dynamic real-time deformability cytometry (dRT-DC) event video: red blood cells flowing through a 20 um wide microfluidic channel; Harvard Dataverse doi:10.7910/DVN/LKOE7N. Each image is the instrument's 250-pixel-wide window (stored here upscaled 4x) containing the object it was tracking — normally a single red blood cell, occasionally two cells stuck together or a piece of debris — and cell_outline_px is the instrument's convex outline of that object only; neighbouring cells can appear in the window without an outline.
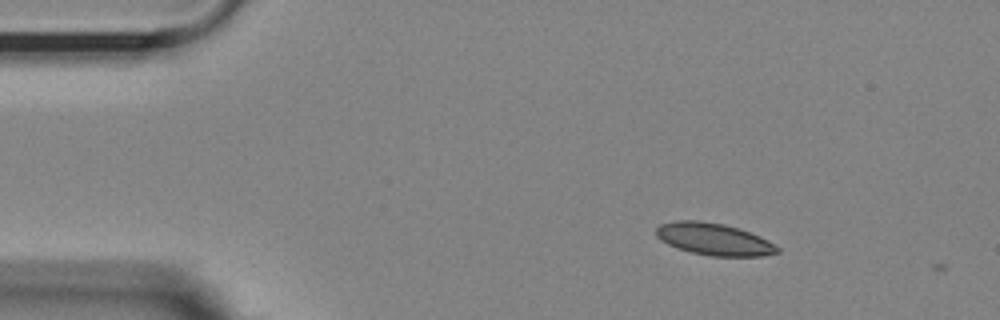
{"species": "Egyptian fruit bat (a non-hibernating species)", "species_latin": "Rousettus aegyptiacus", "temperature_condition": "room temperature", "stored_images_in_passage": 2, "camera_frame_rate_fps": 3000, "um_per_image_px": 0.085, "animal": {"sex": "female"}, "frame": {"image": 1, "passage_image": 1, "time_ms": 0.0, "image_size_px": [1000, 320], "cell_outline_px": [[780, 252], [764, 256], [712, 256], [692, 252], [668, 244], [660, 240], [656, 236], [656, 228], [660, 224], [676, 220], [700, 220], [724, 224], [740, 228], [760, 236], [776, 244], [780, 248]], "centroid_in_image_um": [60.72, 20.32], "position_along_channel_um": 24.3, "area_um2": 22.77}}